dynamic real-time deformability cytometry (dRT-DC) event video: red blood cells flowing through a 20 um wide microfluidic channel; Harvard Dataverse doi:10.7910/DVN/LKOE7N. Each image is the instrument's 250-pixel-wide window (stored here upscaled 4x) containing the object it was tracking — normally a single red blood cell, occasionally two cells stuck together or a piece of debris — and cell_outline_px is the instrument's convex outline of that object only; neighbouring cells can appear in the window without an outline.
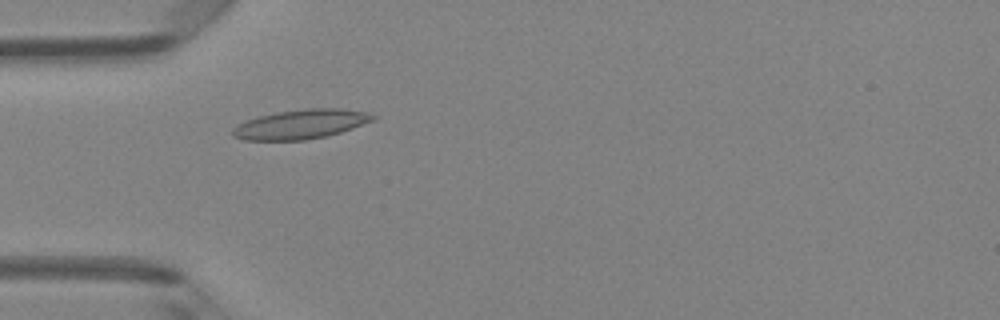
{"species": "Egyptian fruit bat (a non-hibernating species)", "species_latin": "Rousettus aegyptiacus", "temperature_condition": "room temperature", "stored_images_in_passage": 3, "camera_frame_rate_fps": 3000, "um_per_image_px": 0.085, "animal": {"sex": "female"}, "frame": {"image": 1, "passage_image": 3, "time_ms": 0.667, "image_size_px": [1000, 320], "cell_outline_px": [[376, 120], [340, 132], [324, 136], [304, 140], [244, 140], [232, 136], [232, 128], [248, 120], [260, 116], [276, 112], [304, 108], [340, 108], [372, 112], [376, 116]], "centroid_in_image_um": [25.63, 10.54], "position_along_channel_um": 59.4, "area_um2": 24.04}}